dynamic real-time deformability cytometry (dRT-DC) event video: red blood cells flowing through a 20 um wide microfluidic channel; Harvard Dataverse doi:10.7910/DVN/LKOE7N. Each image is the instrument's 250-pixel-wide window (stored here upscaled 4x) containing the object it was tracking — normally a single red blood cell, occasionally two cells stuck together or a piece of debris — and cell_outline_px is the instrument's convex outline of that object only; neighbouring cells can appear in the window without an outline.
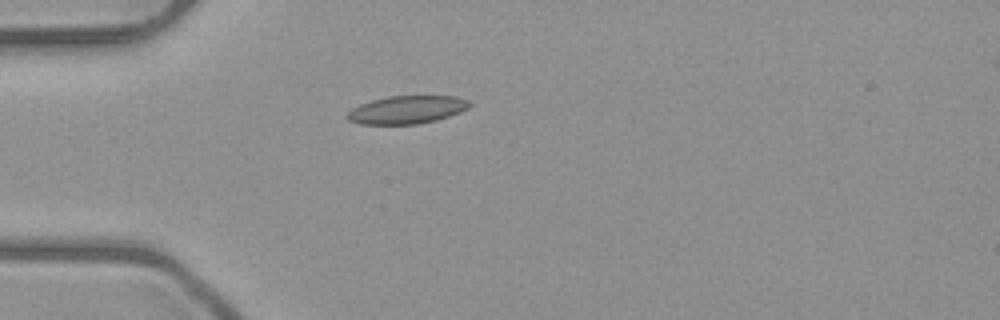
{"species": "common noctule bat (a hibernating species)", "species_latin": "Nyctalus noctula", "temperature_condition": "room temperature", "stored_images_in_passage": 38, "camera_frame_rate_fps": 3000, "um_per_image_px": 0.085, "animal": {"sex": "male", "body_mass_g": 23.1, "forearm_length_mm": 52.7}, "frame": {"image": 1, "passage_image": 1, "time_ms": 0.0, "image_size_px": [1000, 320], "cell_outline_px": [[472, 104], [468, 108], [460, 112], [436, 120], [416, 124], [360, 124], [348, 120], [344, 116], [352, 108], [360, 104], [372, 100], [388, 96], [456, 96], [468, 100]], "centroid_in_image_um": [34.57, 9.32], "position_along_channel_um": 50.4, "area_um2": 19.94}}
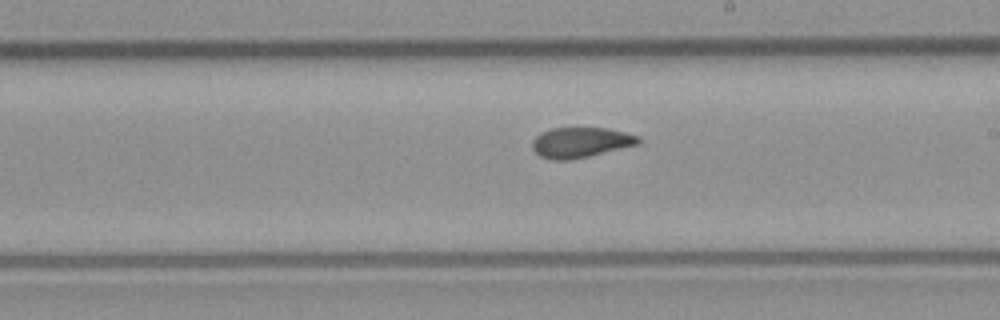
{"frame": {"image": 2, "passage_image": 16, "time_ms": 5.0, "image_size_px": [1000, 320], "cell_outline_px": [[640, 144], [588, 156], [568, 160], [552, 160], [540, 156], [532, 148], [532, 140], [540, 132], [552, 128], [608, 128], [640, 136]], "centroid_in_image_um": [49.35, 12.1], "position_along_channel_um": 239.7, "area_um2": 18.73}}
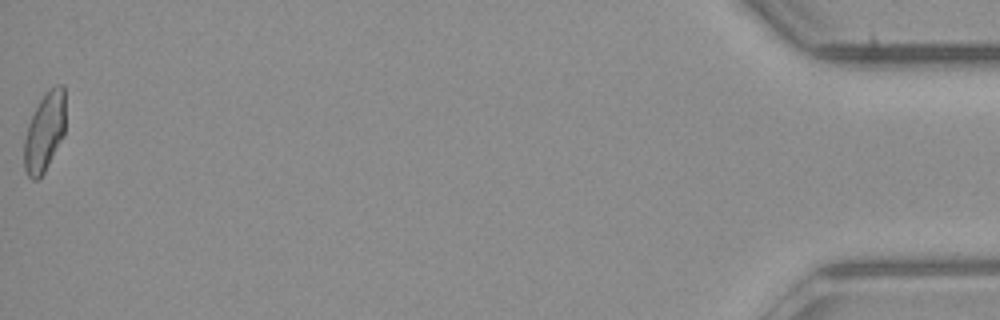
{"frame": {"image": 3, "passage_image": 38, "time_ms": 12.333, "image_size_px": [1000, 320], "cell_outline_px": [[64, 136], [44, 172], [36, 180], [32, 180], [28, 176], [24, 168], [24, 140], [28, 124], [40, 100], [56, 84], [64, 84]], "centroid_in_image_um": [3.78, 11.25], "position_along_channel_um": 431.4, "area_um2": 18.73}, "authors_computed_cell_mechanics": {"area_um2": 18.9873, "velocity_mm_per_s": 4.0268, "shape_relaxation_time_tau1_ms": 10.849, "shape_relaxation_time_tau2_ms": 2.3675, "deformation_change_tau1": 0.2106, "deformation_change_tau2": 0.069}}